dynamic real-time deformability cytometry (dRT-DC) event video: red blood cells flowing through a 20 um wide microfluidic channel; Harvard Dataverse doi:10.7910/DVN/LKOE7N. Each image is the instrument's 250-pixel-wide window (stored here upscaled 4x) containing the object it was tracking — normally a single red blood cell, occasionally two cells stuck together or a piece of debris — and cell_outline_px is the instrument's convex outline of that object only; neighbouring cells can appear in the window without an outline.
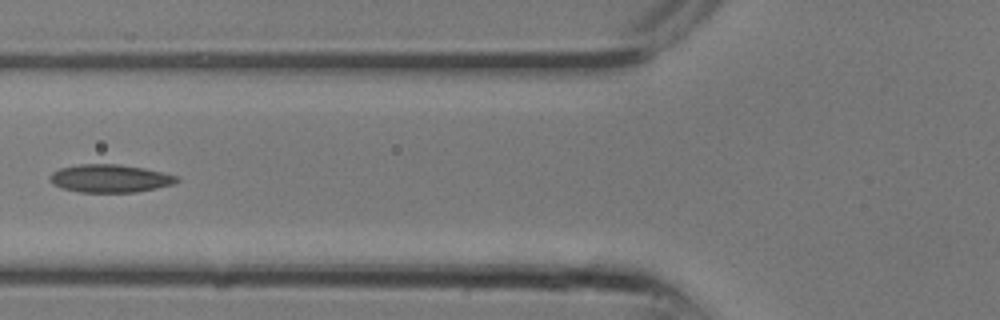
{"species": "common noctule bat (a hibernating species)", "species_latin": "Nyctalus noctula", "temperature_condition": "room temperature", "stored_images_in_passage": 14, "camera_frame_rate_fps": 3000, "um_per_image_px": 0.085, "animal": {"sex": "male", "body_mass_g": 13.3}, "frame": {"image": 1, "passage_image": 10, "time_ms": 3.0, "image_size_px": [1000, 320], "cell_outline_px": [[180, 180], [172, 184], [156, 188], [136, 192], [80, 192], [60, 188], [52, 184], [48, 180], [52, 172], [60, 168], [80, 164], [120, 164], [144, 168], [176, 176]], "centroid_in_image_um": [9.29, 15.17], "position_along_channel_um": 116.5, "area_um2": 20.63}}
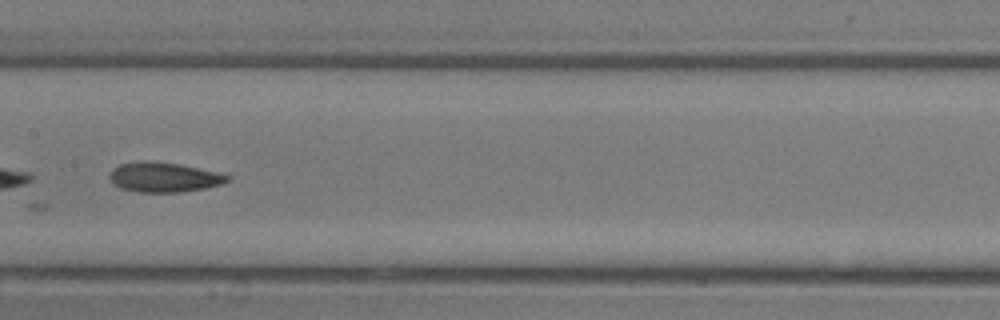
{"frame": {"image": 2, "passage_image": 13, "time_ms": 4.0, "image_size_px": [1000, 320], "cell_outline_px": [[232, 180], [220, 184], [204, 188], [180, 192], [140, 192], [120, 188], [112, 184], [108, 176], [112, 168], [120, 164], [180, 164], [216, 172], [232, 176]], "centroid_in_image_um": [13.96, 15.11], "position_along_channel_um": 193.4, "area_um2": 19.65}}